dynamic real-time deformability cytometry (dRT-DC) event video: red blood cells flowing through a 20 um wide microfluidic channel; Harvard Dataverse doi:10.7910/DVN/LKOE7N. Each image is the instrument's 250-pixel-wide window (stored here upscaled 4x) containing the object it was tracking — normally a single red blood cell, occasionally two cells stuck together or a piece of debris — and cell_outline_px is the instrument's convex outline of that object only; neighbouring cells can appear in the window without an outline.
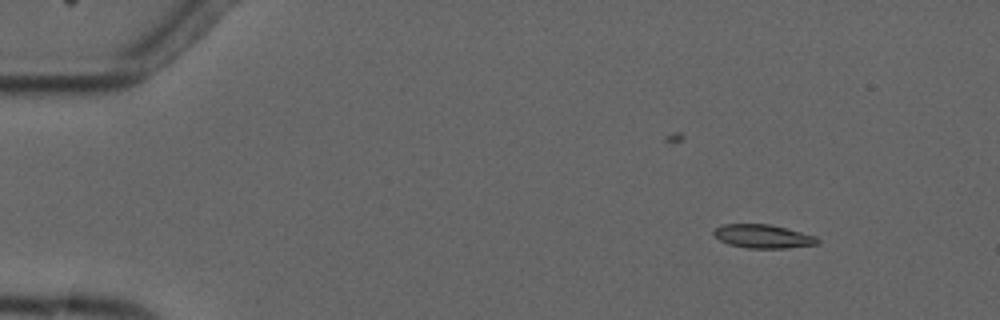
{"species": "common noctule bat (a hibernating species)", "species_latin": "Nyctalus noctula", "temperature_condition": "cold", "stored_images_in_passage": 6, "camera_frame_rate_fps": 3000, "um_per_image_px": 0.085, "animal": {"sex": "male", "forearm_length_mm": 52.5}, "frame": {"image": 1, "passage_image": 2, "time_ms": 1.0, "image_size_px": [1000, 320], "cell_outline_px": [[820, 244], [788, 248], [748, 248], [728, 244], [720, 240], [712, 232], [716, 228], [724, 224], [768, 224], [816, 236], [820, 240]], "centroid_in_image_um": [64.88, 20.1], "position_along_channel_um": 20.1, "area_um2": 14.16}}